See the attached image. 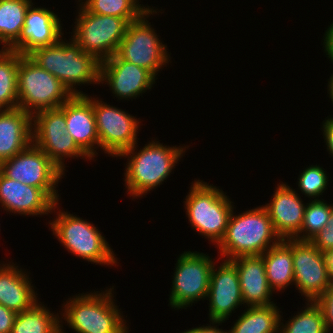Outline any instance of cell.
<instances>
[{
	"mask_svg": "<svg viewBox=\"0 0 333 333\" xmlns=\"http://www.w3.org/2000/svg\"><path fill=\"white\" fill-rule=\"evenodd\" d=\"M135 144L120 153L117 157L127 158L124 172V186L130 198H142L148 192L156 189L174 171L176 164L185 156L189 145L167 146L159 141H148L143 148L137 149ZM187 148V149H186ZM138 152H137V151ZM184 155V156H183Z\"/></svg>",
	"mask_w": 333,
	"mask_h": 333,
	"instance_id": "6da1fadb",
	"label": "cell"
},
{
	"mask_svg": "<svg viewBox=\"0 0 333 333\" xmlns=\"http://www.w3.org/2000/svg\"><path fill=\"white\" fill-rule=\"evenodd\" d=\"M113 289L114 286L79 293L63 301V309H60L61 333H66L64 323L76 333H129L128 321L115 302Z\"/></svg>",
	"mask_w": 333,
	"mask_h": 333,
	"instance_id": "7a4b0ae2",
	"label": "cell"
},
{
	"mask_svg": "<svg viewBox=\"0 0 333 333\" xmlns=\"http://www.w3.org/2000/svg\"><path fill=\"white\" fill-rule=\"evenodd\" d=\"M28 56L61 81L73 96L87 94L78 90V86L100 84L101 62L82 51L70 38L68 41L63 37L55 44L35 49Z\"/></svg>",
	"mask_w": 333,
	"mask_h": 333,
	"instance_id": "3957f363",
	"label": "cell"
},
{
	"mask_svg": "<svg viewBox=\"0 0 333 333\" xmlns=\"http://www.w3.org/2000/svg\"><path fill=\"white\" fill-rule=\"evenodd\" d=\"M233 209L225 234L216 246L219 259L262 255L282 239L275 232L266 209L260 205L236 215Z\"/></svg>",
	"mask_w": 333,
	"mask_h": 333,
	"instance_id": "277c9868",
	"label": "cell"
},
{
	"mask_svg": "<svg viewBox=\"0 0 333 333\" xmlns=\"http://www.w3.org/2000/svg\"><path fill=\"white\" fill-rule=\"evenodd\" d=\"M60 203L56 202L52 214L55 219L48 222L52 235L66 250L77 258L86 260L95 265L118 266V258L113 249L102 235L99 228L93 223L60 209ZM57 210V211H56ZM56 211V212H55Z\"/></svg>",
	"mask_w": 333,
	"mask_h": 333,
	"instance_id": "5b68a950",
	"label": "cell"
},
{
	"mask_svg": "<svg viewBox=\"0 0 333 333\" xmlns=\"http://www.w3.org/2000/svg\"><path fill=\"white\" fill-rule=\"evenodd\" d=\"M184 208L192 230L216 246L223 238L234 202L226 192L200 179L192 181ZM225 193V194H224Z\"/></svg>",
	"mask_w": 333,
	"mask_h": 333,
	"instance_id": "8992f818",
	"label": "cell"
},
{
	"mask_svg": "<svg viewBox=\"0 0 333 333\" xmlns=\"http://www.w3.org/2000/svg\"><path fill=\"white\" fill-rule=\"evenodd\" d=\"M18 108L32 116L42 110L59 108L73 95L54 75L28 55L20 54L18 66Z\"/></svg>",
	"mask_w": 333,
	"mask_h": 333,
	"instance_id": "52a82bcc",
	"label": "cell"
},
{
	"mask_svg": "<svg viewBox=\"0 0 333 333\" xmlns=\"http://www.w3.org/2000/svg\"><path fill=\"white\" fill-rule=\"evenodd\" d=\"M71 39L88 54L103 62L117 53L129 22L115 16L88 12L79 2Z\"/></svg>",
	"mask_w": 333,
	"mask_h": 333,
	"instance_id": "ba28073f",
	"label": "cell"
},
{
	"mask_svg": "<svg viewBox=\"0 0 333 333\" xmlns=\"http://www.w3.org/2000/svg\"><path fill=\"white\" fill-rule=\"evenodd\" d=\"M157 10L158 8L149 9L140 18L128 24L116 53L122 60L150 71L156 78L160 70L171 63V52L169 54L167 45L163 44L161 37L147 20L151 15L164 13L161 12L162 9Z\"/></svg>",
	"mask_w": 333,
	"mask_h": 333,
	"instance_id": "9c48e42d",
	"label": "cell"
},
{
	"mask_svg": "<svg viewBox=\"0 0 333 333\" xmlns=\"http://www.w3.org/2000/svg\"><path fill=\"white\" fill-rule=\"evenodd\" d=\"M209 254L197 251H184L176 259L169 304L172 309L182 310L191 307L207 297L210 273L215 259ZM213 259V261H212Z\"/></svg>",
	"mask_w": 333,
	"mask_h": 333,
	"instance_id": "30bf717a",
	"label": "cell"
},
{
	"mask_svg": "<svg viewBox=\"0 0 333 333\" xmlns=\"http://www.w3.org/2000/svg\"><path fill=\"white\" fill-rule=\"evenodd\" d=\"M65 102L54 109H46L32 116V142L65 173L67 158L89 159L66 132ZM82 157V158H81ZM66 158V159H65Z\"/></svg>",
	"mask_w": 333,
	"mask_h": 333,
	"instance_id": "8fae6325",
	"label": "cell"
},
{
	"mask_svg": "<svg viewBox=\"0 0 333 333\" xmlns=\"http://www.w3.org/2000/svg\"><path fill=\"white\" fill-rule=\"evenodd\" d=\"M0 172L7 178L43 189L59 202L58 187L65 173L33 142L17 155L0 163Z\"/></svg>",
	"mask_w": 333,
	"mask_h": 333,
	"instance_id": "7c38bea8",
	"label": "cell"
},
{
	"mask_svg": "<svg viewBox=\"0 0 333 333\" xmlns=\"http://www.w3.org/2000/svg\"><path fill=\"white\" fill-rule=\"evenodd\" d=\"M93 97V111L100 141V149L111 157H117L126 149L138 144L140 118L121 108Z\"/></svg>",
	"mask_w": 333,
	"mask_h": 333,
	"instance_id": "4fadbf2b",
	"label": "cell"
},
{
	"mask_svg": "<svg viewBox=\"0 0 333 333\" xmlns=\"http://www.w3.org/2000/svg\"><path fill=\"white\" fill-rule=\"evenodd\" d=\"M292 249L294 285L306 301H314L332 284L325 257L310 241L283 240Z\"/></svg>",
	"mask_w": 333,
	"mask_h": 333,
	"instance_id": "5bb4252c",
	"label": "cell"
},
{
	"mask_svg": "<svg viewBox=\"0 0 333 333\" xmlns=\"http://www.w3.org/2000/svg\"><path fill=\"white\" fill-rule=\"evenodd\" d=\"M221 261L220 266L215 262L212 267L206 300L209 301V322L226 323L232 312L242 308V304L244 307V301L236 265L231 260Z\"/></svg>",
	"mask_w": 333,
	"mask_h": 333,
	"instance_id": "9a60e30c",
	"label": "cell"
},
{
	"mask_svg": "<svg viewBox=\"0 0 333 333\" xmlns=\"http://www.w3.org/2000/svg\"><path fill=\"white\" fill-rule=\"evenodd\" d=\"M157 79L150 71L122 60L117 54L100 63V83L107 84L118 100L139 98L154 87Z\"/></svg>",
	"mask_w": 333,
	"mask_h": 333,
	"instance_id": "2e32d148",
	"label": "cell"
},
{
	"mask_svg": "<svg viewBox=\"0 0 333 333\" xmlns=\"http://www.w3.org/2000/svg\"><path fill=\"white\" fill-rule=\"evenodd\" d=\"M35 6L32 3L28 8L19 39L9 50L29 55L35 49L55 44L63 38L62 19L58 14L51 11V8Z\"/></svg>",
	"mask_w": 333,
	"mask_h": 333,
	"instance_id": "e0dca14e",
	"label": "cell"
},
{
	"mask_svg": "<svg viewBox=\"0 0 333 333\" xmlns=\"http://www.w3.org/2000/svg\"><path fill=\"white\" fill-rule=\"evenodd\" d=\"M275 188L270 203L262 206L278 236L282 240L294 239L300 233L307 203H303L300 194L287 183L280 182Z\"/></svg>",
	"mask_w": 333,
	"mask_h": 333,
	"instance_id": "ac0fdd59",
	"label": "cell"
},
{
	"mask_svg": "<svg viewBox=\"0 0 333 333\" xmlns=\"http://www.w3.org/2000/svg\"><path fill=\"white\" fill-rule=\"evenodd\" d=\"M90 96V97H89ZM67 133L78 147L93 160L100 149L91 95H74L65 102Z\"/></svg>",
	"mask_w": 333,
	"mask_h": 333,
	"instance_id": "d6986e66",
	"label": "cell"
},
{
	"mask_svg": "<svg viewBox=\"0 0 333 333\" xmlns=\"http://www.w3.org/2000/svg\"><path fill=\"white\" fill-rule=\"evenodd\" d=\"M55 203L43 189L7 178L0 172V206L9 214L48 215Z\"/></svg>",
	"mask_w": 333,
	"mask_h": 333,
	"instance_id": "ffe728a7",
	"label": "cell"
},
{
	"mask_svg": "<svg viewBox=\"0 0 333 333\" xmlns=\"http://www.w3.org/2000/svg\"><path fill=\"white\" fill-rule=\"evenodd\" d=\"M2 262H0V304L16 313L30 309L39 301L30 273L17 263L14 264L13 260Z\"/></svg>",
	"mask_w": 333,
	"mask_h": 333,
	"instance_id": "44dd1931",
	"label": "cell"
},
{
	"mask_svg": "<svg viewBox=\"0 0 333 333\" xmlns=\"http://www.w3.org/2000/svg\"><path fill=\"white\" fill-rule=\"evenodd\" d=\"M231 261L236 265L245 308L275 304L274 300L271 301L274 291L268 284L261 255L241 256Z\"/></svg>",
	"mask_w": 333,
	"mask_h": 333,
	"instance_id": "7402d4cb",
	"label": "cell"
},
{
	"mask_svg": "<svg viewBox=\"0 0 333 333\" xmlns=\"http://www.w3.org/2000/svg\"><path fill=\"white\" fill-rule=\"evenodd\" d=\"M32 143V115L20 108L0 110V163Z\"/></svg>",
	"mask_w": 333,
	"mask_h": 333,
	"instance_id": "603a6c76",
	"label": "cell"
},
{
	"mask_svg": "<svg viewBox=\"0 0 333 333\" xmlns=\"http://www.w3.org/2000/svg\"><path fill=\"white\" fill-rule=\"evenodd\" d=\"M261 256L264 260L268 284L275 293L294 285L292 249L283 240Z\"/></svg>",
	"mask_w": 333,
	"mask_h": 333,
	"instance_id": "cb8c5ba5",
	"label": "cell"
},
{
	"mask_svg": "<svg viewBox=\"0 0 333 333\" xmlns=\"http://www.w3.org/2000/svg\"><path fill=\"white\" fill-rule=\"evenodd\" d=\"M275 304L247 306L229 329L230 333H279L280 308ZM246 310V311H245Z\"/></svg>",
	"mask_w": 333,
	"mask_h": 333,
	"instance_id": "d4e9b609",
	"label": "cell"
},
{
	"mask_svg": "<svg viewBox=\"0 0 333 333\" xmlns=\"http://www.w3.org/2000/svg\"><path fill=\"white\" fill-rule=\"evenodd\" d=\"M43 303L17 313L11 333H61L60 311L54 314Z\"/></svg>",
	"mask_w": 333,
	"mask_h": 333,
	"instance_id": "484cf974",
	"label": "cell"
},
{
	"mask_svg": "<svg viewBox=\"0 0 333 333\" xmlns=\"http://www.w3.org/2000/svg\"><path fill=\"white\" fill-rule=\"evenodd\" d=\"M32 0H0V45L9 49L18 39Z\"/></svg>",
	"mask_w": 333,
	"mask_h": 333,
	"instance_id": "4316f807",
	"label": "cell"
},
{
	"mask_svg": "<svg viewBox=\"0 0 333 333\" xmlns=\"http://www.w3.org/2000/svg\"><path fill=\"white\" fill-rule=\"evenodd\" d=\"M20 53L0 49V110L18 107V66Z\"/></svg>",
	"mask_w": 333,
	"mask_h": 333,
	"instance_id": "83f0119b",
	"label": "cell"
},
{
	"mask_svg": "<svg viewBox=\"0 0 333 333\" xmlns=\"http://www.w3.org/2000/svg\"><path fill=\"white\" fill-rule=\"evenodd\" d=\"M84 1V2H83ZM140 0H78L88 12L99 15L123 18L129 23L140 18L146 11L153 9L140 4Z\"/></svg>",
	"mask_w": 333,
	"mask_h": 333,
	"instance_id": "f1b7e54d",
	"label": "cell"
},
{
	"mask_svg": "<svg viewBox=\"0 0 333 333\" xmlns=\"http://www.w3.org/2000/svg\"><path fill=\"white\" fill-rule=\"evenodd\" d=\"M295 314L285 324L280 315L279 333H327L322 311L314 301H305Z\"/></svg>",
	"mask_w": 333,
	"mask_h": 333,
	"instance_id": "f546056e",
	"label": "cell"
},
{
	"mask_svg": "<svg viewBox=\"0 0 333 333\" xmlns=\"http://www.w3.org/2000/svg\"><path fill=\"white\" fill-rule=\"evenodd\" d=\"M324 199L309 200L304 211L303 223L300 233L294 238L301 241H310L316 234L325 228L332 212L333 203Z\"/></svg>",
	"mask_w": 333,
	"mask_h": 333,
	"instance_id": "4dcf8cb0",
	"label": "cell"
},
{
	"mask_svg": "<svg viewBox=\"0 0 333 333\" xmlns=\"http://www.w3.org/2000/svg\"><path fill=\"white\" fill-rule=\"evenodd\" d=\"M327 175L329 174L326 173L323 166L320 167L319 164L309 165L300 172L297 178L299 180L297 182V189L310 200L323 199L321 196L328 189L329 185V176Z\"/></svg>",
	"mask_w": 333,
	"mask_h": 333,
	"instance_id": "1f68e13d",
	"label": "cell"
},
{
	"mask_svg": "<svg viewBox=\"0 0 333 333\" xmlns=\"http://www.w3.org/2000/svg\"><path fill=\"white\" fill-rule=\"evenodd\" d=\"M314 302L322 311L327 333L333 329V283Z\"/></svg>",
	"mask_w": 333,
	"mask_h": 333,
	"instance_id": "d6a6232c",
	"label": "cell"
},
{
	"mask_svg": "<svg viewBox=\"0 0 333 333\" xmlns=\"http://www.w3.org/2000/svg\"><path fill=\"white\" fill-rule=\"evenodd\" d=\"M310 242L322 253L333 249V207L327 225Z\"/></svg>",
	"mask_w": 333,
	"mask_h": 333,
	"instance_id": "836d02e7",
	"label": "cell"
},
{
	"mask_svg": "<svg viewBox=\"0 0 333 333\" xmlns=\"http://www.w3.org/2000/svg\"><path fill=\"white\" fill-rule=\"evenodd\" d=\"M17 313L0 304V333H11Z\"/></svg>",
	"mask_w": 333,
	"mask_h": 333,
	"instance_id": "e575fe53",
	"label": "cell"
},
{
	"mask_svg": "<svg viewBox=\"0 0 333 333\" xmlns=\"http://www.w3.org/2000/svg\"><path fill=\"white\" fill-rule=\"evenodd\" d=\"M329 116H327L322 122V128L320 130L323 133L322 136L324 138L325 145H327L326 149L331 157H333V116Z\"/></svg>",
	"mask_w": 333,
	"mask_h": 333,
	"instance_id": "d590c367",
	"label": "cell"
},
{
	"mask_svg": "<svg viewBox=\"0 0 333 333\" xmlns=\"http://www.w3.org/2000/svg\"><path fill=\"white\" fill-rule=\"evenodd\" d=\"M222 323L217 322H210V324H207L206 326L202 325L199 327H192L189 329H185L184 332L181 333H230L229 330H223L222 328L219 329V325ZM218 326V327H217Z\"/></svg>",
	"mask_w": 333,
	"mask_h": 333,
	"instance_id": "8d00e7d4",
	"label": "cell"
},
{
	"mask_svg": "<svg viewBox=\"0 0 333 333\" xmlns=\"http://www.w3.org/2000/svg\"><path fill=\"white\" fill-rule=\"evenodd\" d=\"M322 38L324 53L328 55L327 59H330L329 61L333 64V22L328 26Z\"/></svg>",
	"mask_w": 333,
	"mask_h": 333,
	"instance_id": "74e56055",
	"label": "cell"
},
{
	"mask_svg": "<svg viewBox=\"0 0 333 333\" xmlns=\"http://www.w3.org/2000/svg\"><path fill=\"white\" fill-rule=\"evenodd\" d=\"M325 262L328 270V276L331 282L333 283V249L327 252H324Z\"/></svg>",
	"mask_w": 333,
	"mask_h": 333,
	"instance_id": "f35d334b",
	"label": "cell"
},
{
	"mask_svg": "<svg viewBox=\"0 0 333 333\" xmlns=\"http://www.w3.org/2000/svg\"><path fill=\"white\" fill-rule=\"evenodd\" d=\"M327 89H328L327 93L329 94V98L331 99L332 104H333V72L328 79Z\"/></svg>",
	"mask_w": 333,
	"mask_h": 333,
	"instance_id": "ab89813d",
	"label": "cell"
}]
</instances>
